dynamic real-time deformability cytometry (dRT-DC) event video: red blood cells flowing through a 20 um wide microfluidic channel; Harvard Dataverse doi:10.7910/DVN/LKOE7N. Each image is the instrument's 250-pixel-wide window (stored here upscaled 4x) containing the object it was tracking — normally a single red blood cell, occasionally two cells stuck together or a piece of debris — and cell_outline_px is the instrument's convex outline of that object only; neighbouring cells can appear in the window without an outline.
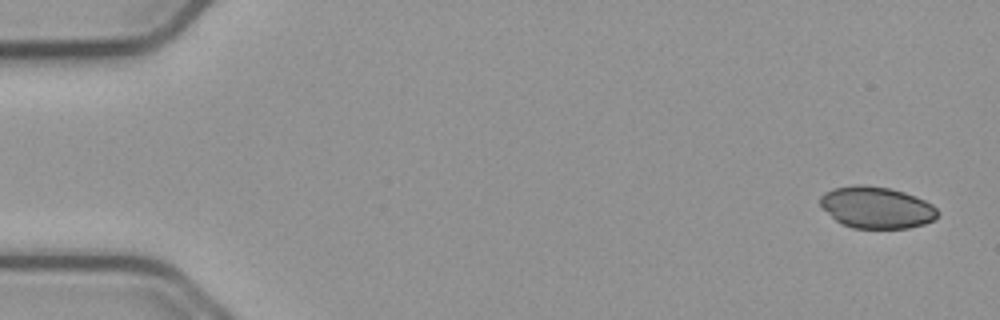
{"species": "common noctule bat (a hibernating species)", "species_latin": "Nyctalus noctula", "temperature_condition": "cold", "stored_images_in_passage": 55, "camera_frame_rate_fps": 3000, "um_per_image_px": 0.085, "animal": {"sex": "male", "body_mass_g": 23.1, "forearm_length_mm": 52.7}, "frame": {"image": 1, "passage_image": 1, "time_ms": 0.0, "image_size_px": [1000, 320], "cell_outline_px": [[940, 212], [932, 220], [924, 224], [908, 228], [852, 228], [840, 224], [820, 204], [820, 196], [824, 192], [832, 188], [856, 184], [888, 188], [904, 192], [924, 200], [932, 204]], "centroid_in_image_um": [74.49, 17.64], "position_along_channel_um": 10.5, "area_um2": 28.38}}
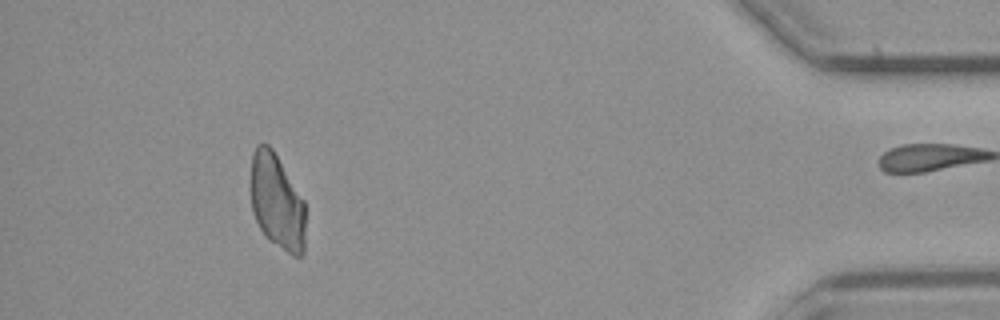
{"frame": {"image": 2, "passage_image": 49, "time_ms": 16.0, "image_size_px": [1000, 320], "cell_outline_px": [[304, 252], [300, 256], [292, 256], [268, 240], [260, 228], [252, 212], [252, 152], [256, 144], [260, 140], [264, 140], [272, 148], [304, 200]], "centroid_in_image_um": [23.53, 17.13], "position_along_channel_um": 411.7, "area_um2": 30.4}}